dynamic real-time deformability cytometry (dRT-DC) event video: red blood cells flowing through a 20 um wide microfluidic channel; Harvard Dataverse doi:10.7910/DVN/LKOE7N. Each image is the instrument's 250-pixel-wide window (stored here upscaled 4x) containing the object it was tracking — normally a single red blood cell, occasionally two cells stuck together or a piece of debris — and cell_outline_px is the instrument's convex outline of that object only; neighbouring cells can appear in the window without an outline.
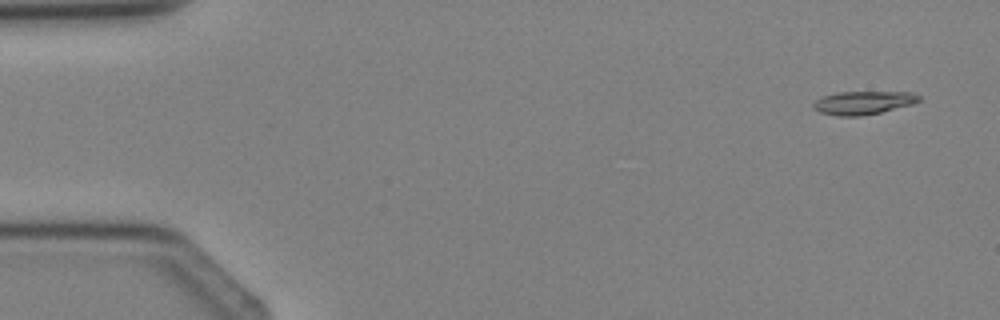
{"species": "Egyptian fruit bat (a non-hibernating species)", "species_latin": "Rousettus aegyptiacus", "temperature_condition": "cold", "stored_images_in_passage": 3, "segment_of_instrument_passage": [2, 2], "camera_frame_rate_fps": 3000, "um_per_image_px": 0.085, "animal": {"sex": "female"}, "frame": {"image": 1, "passage_image": 3, "time_ms": 3.333, "image_size_px": [1000, 320], "cell_outline_px": [[920, 100], [912, 104], [880, 112], [860, 116], [840, 116], [820, 112], [812, 108], [812, 104], [816, 100], [824, 96], [836, 92], [912, 92], [920, 96]], "centroid_in_image_um": [73.36, 8.72], "position_along_channel_um": 11.6, "area_um2": 14.22}}